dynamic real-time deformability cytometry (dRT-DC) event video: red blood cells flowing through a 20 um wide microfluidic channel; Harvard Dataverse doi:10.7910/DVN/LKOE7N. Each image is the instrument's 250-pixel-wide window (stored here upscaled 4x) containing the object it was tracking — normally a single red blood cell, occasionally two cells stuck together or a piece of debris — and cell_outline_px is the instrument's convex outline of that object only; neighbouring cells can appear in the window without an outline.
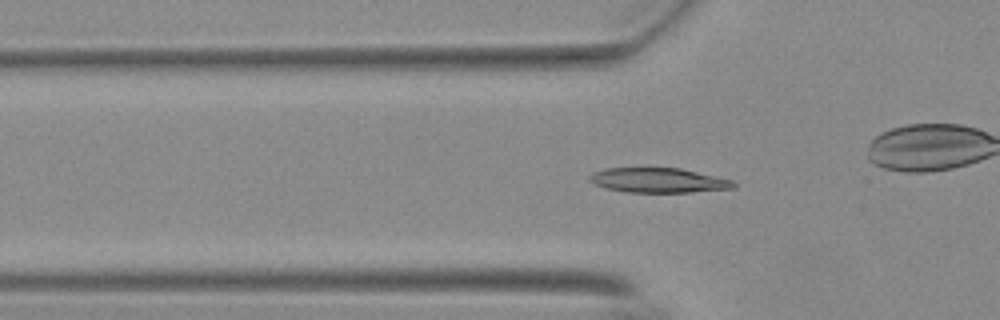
{"species": "Egyptian fruit bat (a non-hibernating species)", "species_latin": "Rousettus aegyptiacus", "temperature_condition": "warm", "stored_images_in_passage": 50, "camera_frame_rate_fps": 3000, "um_per_image_px": 0.085, "animal": {"sex": "female"}, "frame": {"image": 1, "passage_image": 12, "time_ms": 3.667, "image_size_px": [1000, 320], "cell_outline_px": [[736, 184], [732, 188], [688, 192], [628, 192], [604, 188], [588, 180], [588, 176], [592, 172], [608, 168], [680, 168], [732, 180]], "centroid_in_image_um": [55.9, 15.32], "position_along_channel_um": 69.9, "area_um2": 20.52}}
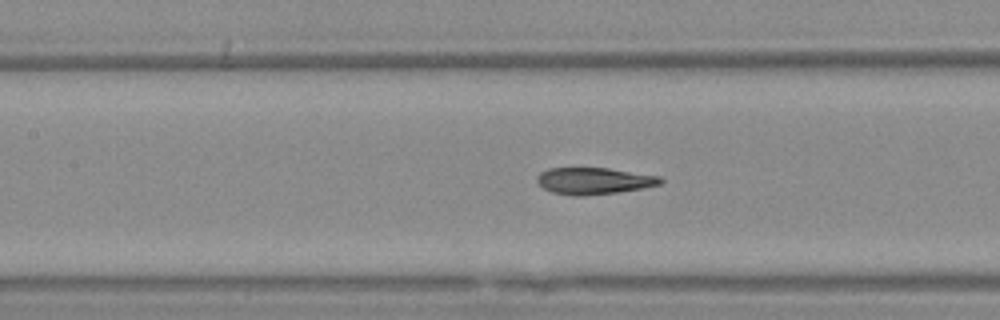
{"frame": {"image": 2, "passage_image": 19, "time_ms": 6.0, "image_size_px": [1000, 320], "cell_outline_px": [[664, 180], [660, 184], [644, 188], [616, 192], [584, 196], [572, 196], [552, 192], [544, 188], [536, 180], [536, 176], [540, 172], [548, 168], [608, 168], [660, 176]], "centroid_in_image_um": [50.47, 15.37], "position_along_channel_um": 156.9, "area_um2": 19.25}}
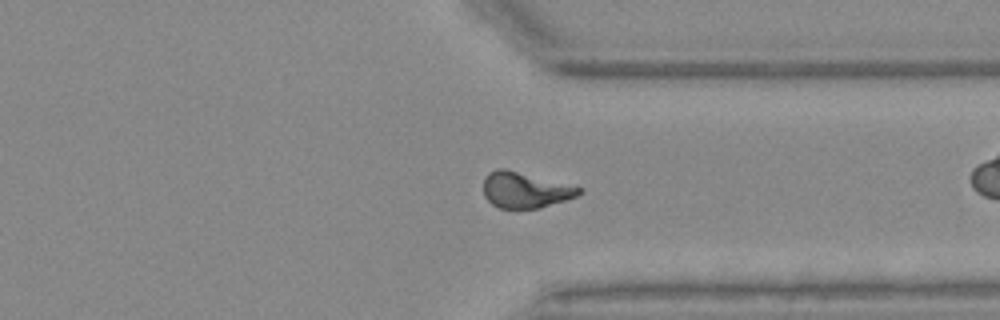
{"frame": {"image": 3, "passage_image": 36, "time_ms": 11.667, "image_size_px": [1000, 320], "cell_outline_px": [[584, 192], [576, 196], [540, 208], [500, 208], [492, 204], [484, 196], [484, 176], [488, 172], [496, 168], [504, 168], [584, 188]], "centroid_in_image_um": [44.62, 16.14], "position_along_channel_um": 366.8, "area_um2": 19.88}, "authors_computed_cell_mechanics": {"area_um2": 19.7676, "velocity_mm_per_s": 3.7053, "shape_relaxation_time_tau1_ms": null, "shape_relaxation_time_tau2_ms": 2.4896, "deformation_change_tau1": null, "deformation_change_tau2": 0.0796}}